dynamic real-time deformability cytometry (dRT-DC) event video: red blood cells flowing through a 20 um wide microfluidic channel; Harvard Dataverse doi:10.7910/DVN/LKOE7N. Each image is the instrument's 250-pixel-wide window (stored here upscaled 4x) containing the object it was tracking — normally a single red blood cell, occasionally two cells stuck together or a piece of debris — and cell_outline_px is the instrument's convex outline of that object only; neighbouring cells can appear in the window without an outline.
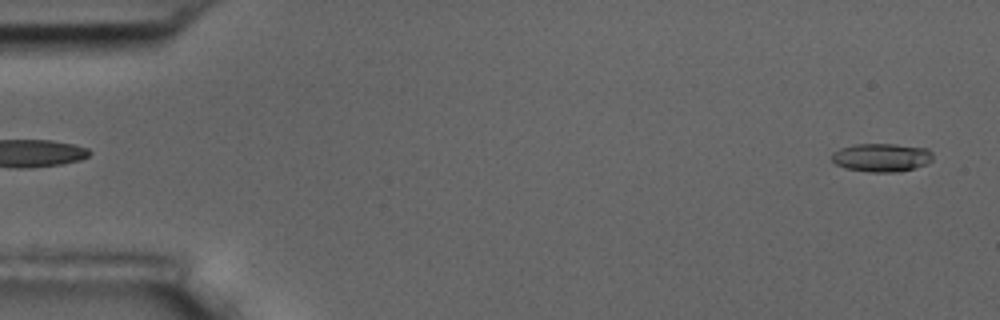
{"species": "common noctule bat (a hibernating species)", "species_latin": "Nyctalus noctula", "temperature_condition": "room temperature", "stored_images_in_passage": 51, "camera_frame_rate_fps": 3000, "um_per_image_px": 0.085, "animal": {"sex": "male", "body_mass_g": 17.5, "forearm_length_mm": 52.3}, "frame": {"image": 1, "passage_image": 2, "time_ms": 0.333, "image_size_px": [1000, 320], "cell_outline_px": [[932, 160], [924, 164], [912, 168], [896, 172], [868, 172], [844, 168], [836, 164], [832, 160], [832, 152], [840, 148], [856, 144], [896, 144], [928, 148], [932, 152]], "centroid_in_image_um": [74.91, 13.38], "position_along_channel_um": 10.1, "area_um2": 16.7}}
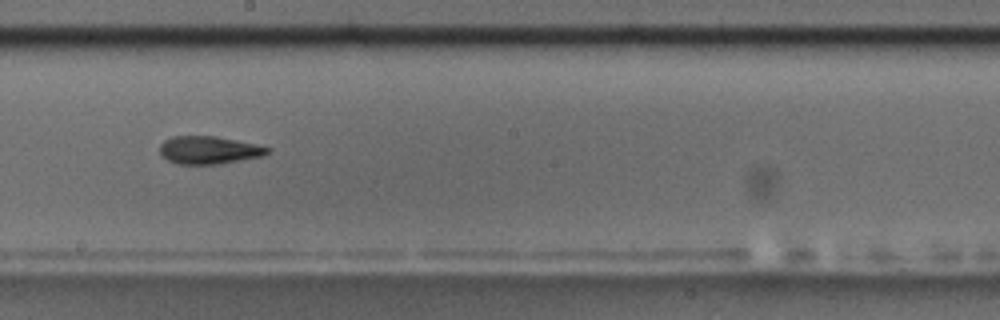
{"frame": {"image": 2, "passage_image": 31, "time_ms": 10.0, "image_size_px": [1000, 320], "cell_outline_px": [[272, 148], [264, 156], [220, 164], [176, 164], [160, 156], [160, 144], [164, 140], [172, 136], [216, 136], [236, 140]], "centroid_in_image_um": [17.73, 12.76], "position_along_channel_um": 230.5, "area_um2": 17.57}}
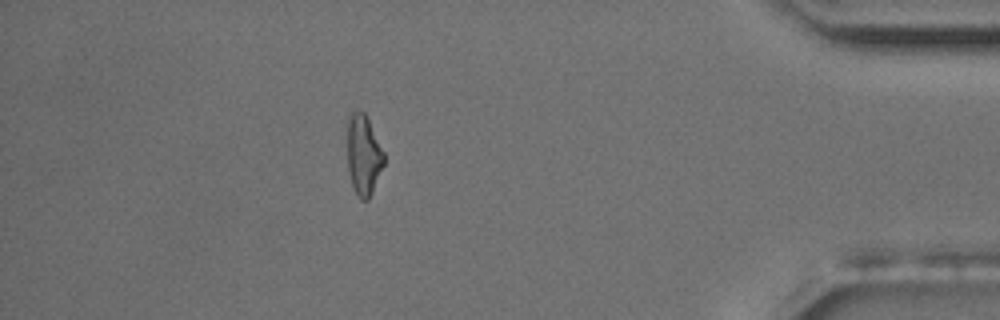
{"frame": {"image": 3, "passage_image": 49, "time_ms": 16.0, "image_size_px": [1000, 320], "cell_outline_px": [[384, 164], [372, 192], [368, 200], [360, 200], [356, 196], [352, 184], [348, 168], [344, 128], [344, 120], [348, 112], [364, 112], [384, 152]], "centroid_in_image_um": [30.82, 13.11], "position_along_channel_um": 404.4, "area_um2": 17.86}}